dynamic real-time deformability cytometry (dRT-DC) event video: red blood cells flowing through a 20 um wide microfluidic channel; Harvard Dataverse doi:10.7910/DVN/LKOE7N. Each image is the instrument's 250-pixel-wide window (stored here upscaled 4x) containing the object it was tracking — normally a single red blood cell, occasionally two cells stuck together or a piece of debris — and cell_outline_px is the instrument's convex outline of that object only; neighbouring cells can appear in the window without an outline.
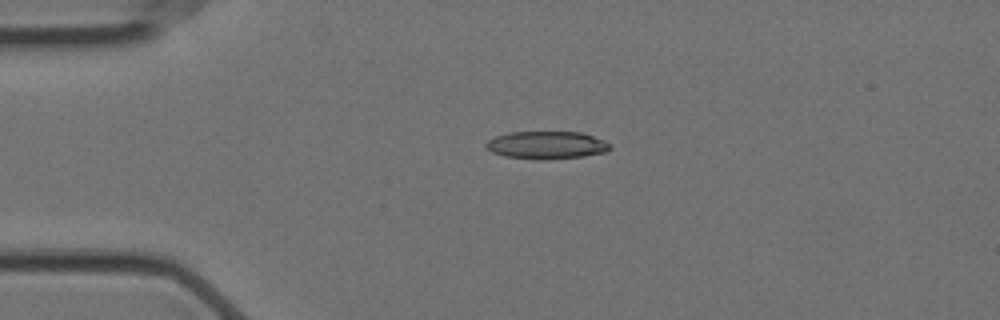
{"species": "Egyptian fruit bat (a non-hibernating species)", "species_latin": "Rousettus aegyptiacus", "temperature_condition": "cold", "stored_images_in_passage": 46, "camera_frame_rate_fps": 3000, "um_per_image_px": 0.085, "animal": {"sex": "female"}, "frame": {"image": 1, "passage_image": 2, "time_ms": 0.333, "image_size_px": [1000, 320], "cell_outline_px": [[612, 148], [608, 152], [584, 156], [540, 160], [504, 156], [492, 152], [484, 144], [488, 140], [496, 136], [508, 132], [580, 132], [604, 140], [612, 144]], "centroid_in_image_um": [46.49, 12.33], "position_along_channel_um": 38.5, "area_um2": 20.11}}
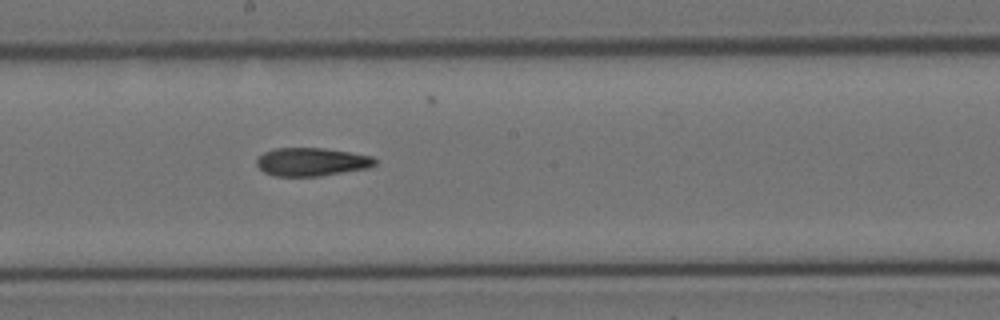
{"frame": {"image": 2, "passage_image": 20, "time_ms": 6.333, "image_size_px": [1000, 320], "cell_outline_px": [[376, 164], [368, 168], [320, 176], [272, 176], [264, 172], [256, 164], [256, 160], [264, 152], [276, 148], [324, 148], [372, 156], [376, 160]], "centroid_in_image_um": [26.47, 13.76], "position_along_channel_um": 221.7, "area_um2": 19.42}}
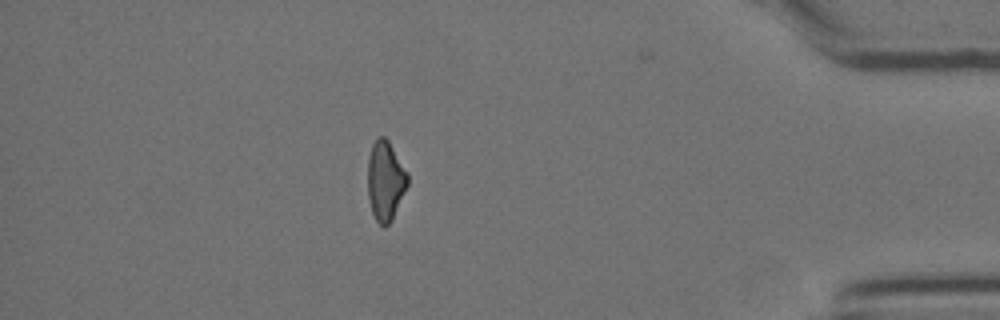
{"frame": {"image": 3, "passage_image": 39, "time_ms": 12.667, "image_size_px": [1000, 320], "cell_outline_px": [[408, 184], [392, 220], [384, 228], [376, 220], [372, 212], [368, 196], [368, 156], [372, 144], [380, 136], [384, 136], [388, 140], [408, 172]], "centroid_in_image_um": [32.76, 15.36], "position_along_channel_um": 402.4, "area_um2": 18.5}, "authors_computed_cell_mechanics": {"area_um2": 19.5653, "velocity_mm_per_s": 3.5333, "shape_relaxation_time_tau1_ms": null, "shape_relaxation_time_tau2_ms": 5.3267, "deformation_change_tau1": null, "deformation_change_tau2": 0.1481}}